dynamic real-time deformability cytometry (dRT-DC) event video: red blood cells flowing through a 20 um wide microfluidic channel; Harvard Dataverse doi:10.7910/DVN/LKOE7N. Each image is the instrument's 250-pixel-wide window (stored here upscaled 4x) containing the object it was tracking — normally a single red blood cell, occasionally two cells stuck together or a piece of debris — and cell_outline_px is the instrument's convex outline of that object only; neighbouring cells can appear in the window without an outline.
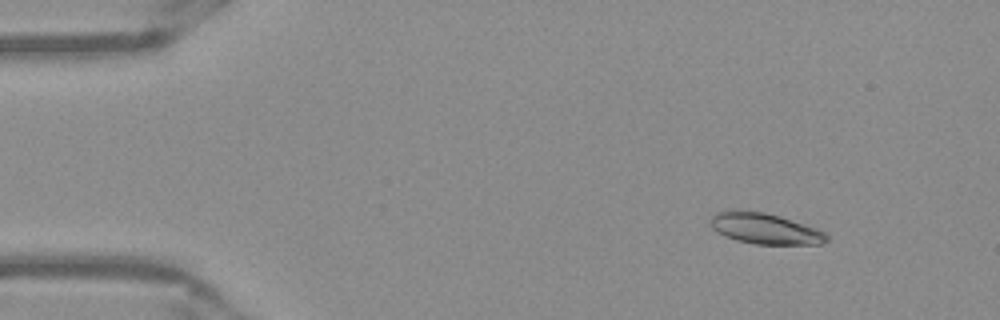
{"species": "Egyptian fruit bat (a non-hibernating species)", "species_latin": "Rousettus aegyptiacus", "temperature_condition": "warm", "stored_images_in_passage": 51, "camera_frame_rate_fps": 3000, "um_per_image_px": 0.085, "frame": {"image": 1, "passage_image": 6, "time_ms": 1.667, "image_size_px": [1000, 320], "cell_outline_px": [[828, 240], [820, 244], [756, 244], [736, 240], [724, 236], [716, 232], [712, 228], [712, 216], [716, 212], [764, 212], [780, 216], [816, 228], [824, 232], [828, 236]], "centroid_in_image_um": [65.06, 19.46], "position_along_channel_um": 19.9, "area_um2": 20.35}}
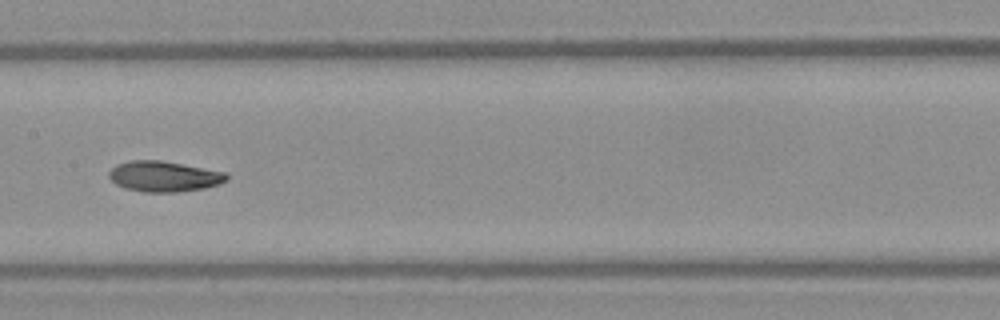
{"frame": {"image": 2, "passage_image": 26, "time_ms": 8.333, "image_size_px": [1000, 320], "cell_outline_px": [[228, 180], [220, 184], [204, 188], [176, 192], [144, 192], [124, 188], [116, 184], [108, 176], [108, 172], [116, 164], [132, 160], [160, 160], [224, 172], [228, 176]], "centroid_in_image_um": [13.91, 15.0], "position_along_channel_um": 193.5, "area_um2": 20.87}}
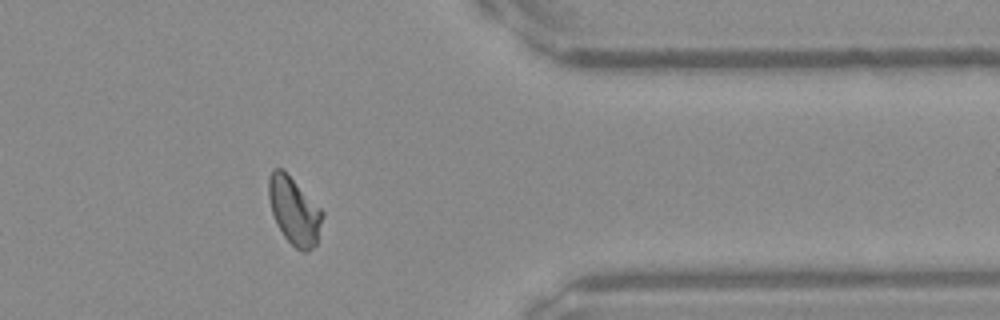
{"frame": {"image": 3, "passage_image": 42, "time_ms": 13.667, "image_size_px": [1000, 320], "cell_outline_px": [[324, 212], [316, 244], [308, 252], [304, 252], [296, 248], [284, 236], [276, 224], [272, 212], [268, 196], [268, 180], [272, 168], [280, 168]], "centroid_in_image_um": [24.98, 17.95], "position_along_channel_um": 386.4, "area_um2": 20.58}, "authors_computed_cell_mechanics": {"area_um2": 20.808, "velocity_mm_per_s": 3.9348, "shape_relaxation_time_tau1_ms": 4.7073, "shape_relaxation_time_tau2_ms": 3.0311, "deformation_change_tau1": 0.1642, "deformation_change_tau2": 0.0727}}